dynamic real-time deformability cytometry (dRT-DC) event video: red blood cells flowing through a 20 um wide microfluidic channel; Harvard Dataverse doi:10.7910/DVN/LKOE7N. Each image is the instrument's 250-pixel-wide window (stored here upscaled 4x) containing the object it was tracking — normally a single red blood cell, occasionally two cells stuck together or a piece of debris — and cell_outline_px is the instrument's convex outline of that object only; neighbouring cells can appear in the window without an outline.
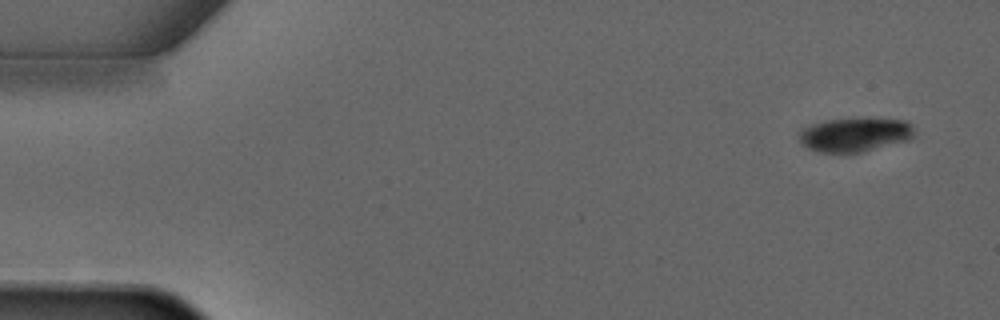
{"species": "common noctule bat (a hibernating species)", "species_latin": "Nyctalus noctula", "temperature_condition": "warm", "stored_images_in_passage": 4, "camera_frame_rate_fps": 3000, "um_per_image_px": 0.085, "animal": {"sex": "male", "forearm_length_mm": 52.5}, "frame": {"image": 1, "passage_image": 1, "time_ms": 0.0, "image_size_px": [1000, 320], "cell_outline_px": [[912, 136], [908, 140], [864, 152], [820, 152], [808, 148], [800, 140], [796, 132], [800, 128], [824, 120], [864, 116], [868, 116], [908, 120], [912, 124]], "centroid_in_image_um": [72.66, 11.39], "position_along_channel_um": 12.3, "area_um2": 23.64}}
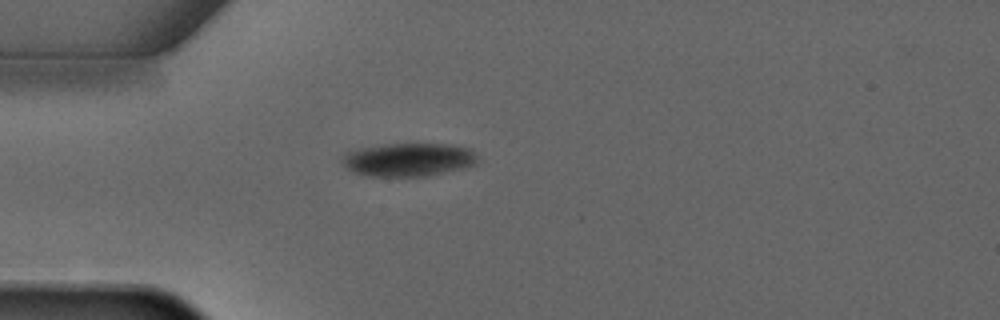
{"frame": {"image": 2, "passage_image": 4, "time_ms": 3.333, "image_size_px": [1000, 320], "cell_outline_px": [[476, 164], [464, 168], [424, 176], [368, 176], [352, 172], [344, 168], [340, 160], [348, 152], [364, 148], [388, 144], [452, 144], [472, 148], [476, 156]], "centroid_in_image_um": [34.73, 13.57], "position_along_channel_um": 50.3, "area_um2": 26.24}}